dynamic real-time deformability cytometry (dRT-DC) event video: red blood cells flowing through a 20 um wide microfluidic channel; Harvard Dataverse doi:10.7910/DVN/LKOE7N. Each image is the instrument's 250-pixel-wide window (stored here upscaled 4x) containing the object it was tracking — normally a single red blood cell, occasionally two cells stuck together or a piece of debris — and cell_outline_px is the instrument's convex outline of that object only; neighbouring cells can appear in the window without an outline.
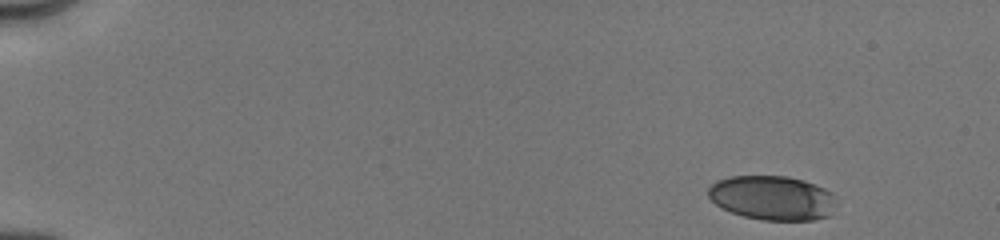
{"species": "human", "species_latin": "Homo sapiens", "temperature_condition": "cold", "stored_images_in_passage": 12, "camera_frame_rate_fps": 3000, "um_per_image_px": 0.085, "donor": {"sex": "male"}, "frame": {"image": 1, "passage_image": 1, "time_ms": 0.0, "image_size_px": [1000, 240], "cell_outline_px": [[836, 204], [832, 216], [812, 220], [764, 220], [744, 216], [720, 208], [708, 196], [708, 188], [716, 180], [732, 176], [788, 176], [804, 180], [816, 184], [832, 192]], "centroid_in_image_um": [65.68, 16.82], "position_along_channel_um": 19.3, "area_um2": 33.41}}
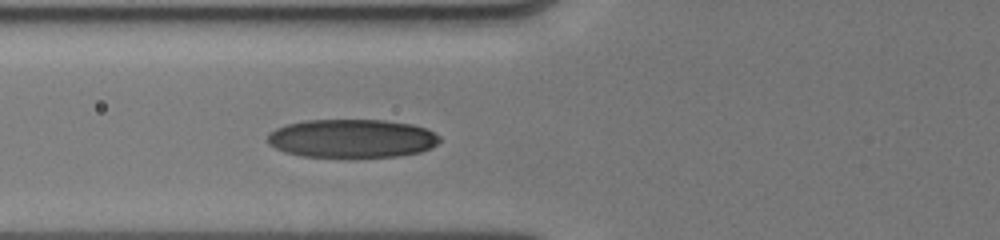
{"frame": {"image": 2, "passage_image": 9, "time_ms": 5.333, "image_size_px": [1000, 240], "cell_outline_px": [[440, 140], [432, 148], [420, 152], [396, 156], [348, 160], [300, 156], [284, 152], [268, 144], [264, 140], [268, 132], [276, 128], [288, 124], [304, 120], [384, 120], [412, 124], [424, 128], [440, 136]], "centroid_in_image_um": [29.85, 11.81], "position_along_channel_um": 96.0, "area_um2": 39.94}}
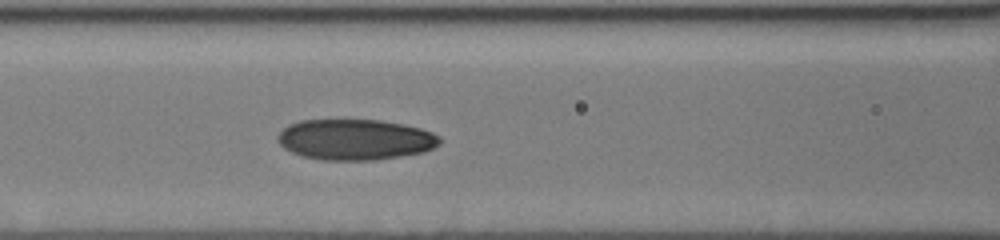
{"frame": {"image": 3, "passage_image": 12, "time_ms": 6.333, "image_size_px": [1000, 240], "cell_outline_px": [[440, 144], [424, 152], [376, 160], [320, 160], [304, 156], [292, 152], [284, 148], [276, 140], [276, 136], [288, 124], [300, 120], [380, 120], [404, 124], [420, 128], [432, 132], [440, 136]], "centroid_in_image_um": [30.18, 11.86], "position_along_channel_um": 136.4, "area_um2": 38.61}}